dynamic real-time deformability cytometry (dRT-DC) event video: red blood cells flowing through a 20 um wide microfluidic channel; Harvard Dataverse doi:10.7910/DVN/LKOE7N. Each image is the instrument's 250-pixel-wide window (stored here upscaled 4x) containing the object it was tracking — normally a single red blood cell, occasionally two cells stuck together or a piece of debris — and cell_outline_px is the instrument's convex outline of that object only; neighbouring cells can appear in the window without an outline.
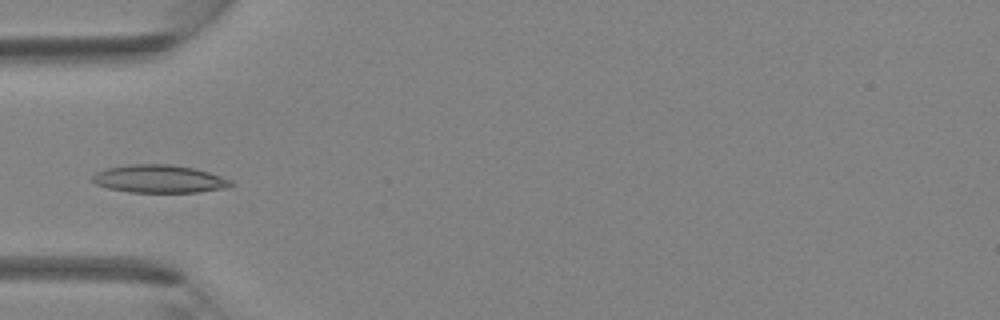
{"species": "Egyptian fruit bat (a non-hibernating species)", "species_latin": "Rousettus aegyptiacus", "temperature_condition": "room temperature", "stored_images_in_passage": 6, "camera_frame_rate_fps": 3000, "um_per_image_px": 0.085, "animal": {"sex": "female"}, "frame": {"image": 1, "passage_image": 5, "time_ms": 1.333, "image_size_px": [1000, 320], "cell_outline_px": [[236, 184], [228, 188], [200, 192], [128, 192], [108, 188], [96, 184], [92, 180], [92, 176], [96, 172], [108, 168], [128, 164], [172, 164], [192, 168], [208, 172], [232, 180]], "centroid_in_image_um": [13.57, 15.21], "position_along_channel_um": 71.4, "area_um2": 22.6}}
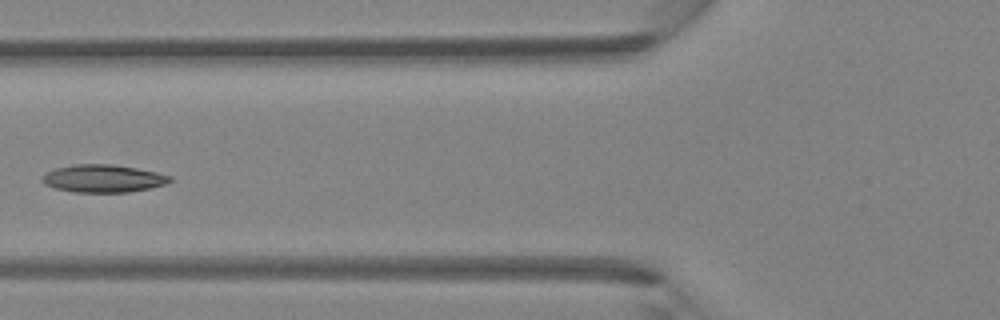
{"frame": {"image": 2, "passage_image": 6, "time_ms": 1.667, "image_size_px": [1000, 320], "cell_outline_px": [[172, 180], [164, 184], [148, 188], [128, 192], [72, 192], [52, 188], [44, 184], [40, 180], [40, 176], [44, 172], [56, 168], [72, 164], [112, 164], [136, 168], [156, 172], [172, 176]], "centroid_in_image_um": [8.68, 15.17], "position_along_channel_um": 117.1, "area_um2": 20.81}}